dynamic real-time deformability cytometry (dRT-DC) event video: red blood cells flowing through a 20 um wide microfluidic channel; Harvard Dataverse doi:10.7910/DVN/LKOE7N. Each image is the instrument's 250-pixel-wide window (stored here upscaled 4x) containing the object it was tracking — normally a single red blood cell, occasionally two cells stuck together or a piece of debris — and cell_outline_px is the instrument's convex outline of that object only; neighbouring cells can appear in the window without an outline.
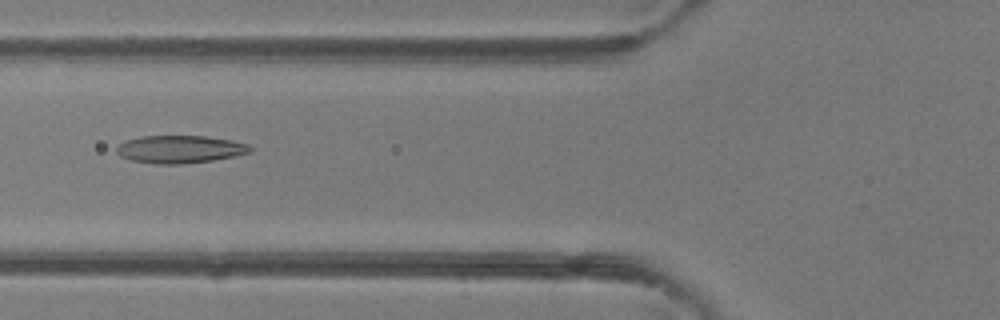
{"species": "common noctule bat (a hibernating species)", "species_latin": "Nyctalus noctula", "temperature_condition": "room temperature", "stored_images_in_passage": 7, "camera_frame_rate_fps": 3000, "um_per_image_px": 0.085, "animal": {"sex": "female"}, "frame": {"image": 1, "passage_image": 6, "time_ms": 1.667, "image_size_px": [1000, 320], "cell_outline_px": [[252, 152], [212, 160], [180, 164], [156, 164], [132, 160], [120, 156], [116, 152], [116, 144], [124, 140], [140, 136], [204, 136], [232, 140], [248, 144], [252, 148]], "centroid_in_image_um": [15.24, 12.68], "position_along_channel_um": 110.6, "area_um2": 21.62}}
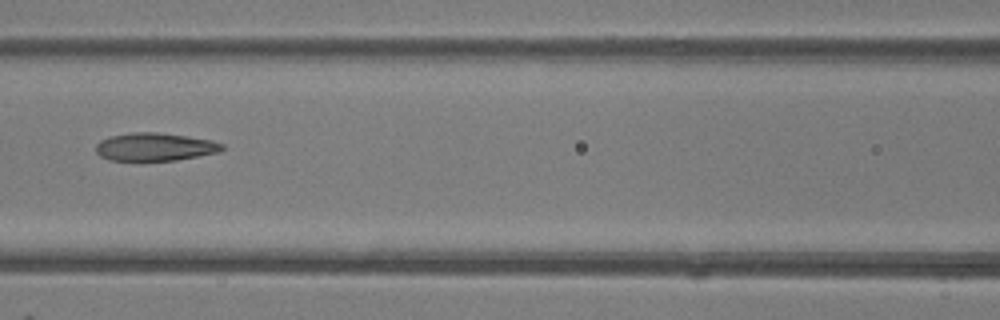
{"frame": {"image": 2, "passage_image": 7, "time_ms": 2.0, "image_size_px": [1000, 320], "cell_outline_px": [[224, 148], [220, 152], [176, 160], [108, 160], [100, 156], [96, 152], [96, 144], [100, 140], [112, 136], [132, 132], [156, 132], [188, 136], [212, 140], [224, 144]], "centroid_in_image_um": [13.18, 12.48], "position_along_channel_um": 153.4, "area_um2": 20.58}}